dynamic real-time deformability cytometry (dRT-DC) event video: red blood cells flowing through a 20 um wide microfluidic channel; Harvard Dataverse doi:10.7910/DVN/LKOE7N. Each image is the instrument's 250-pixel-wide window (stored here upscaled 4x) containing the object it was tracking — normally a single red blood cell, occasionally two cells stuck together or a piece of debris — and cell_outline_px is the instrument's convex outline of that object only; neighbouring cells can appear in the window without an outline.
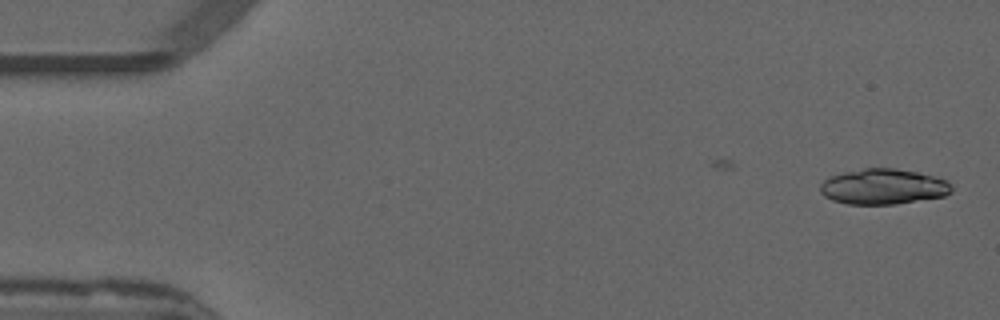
{"species": "common noctule bat (a hibernating species)", "species_latin": "Nyctalus noctula", "temperature_condition": "warm", "stored_images_in_passage": 12, "camera_frame_rate_fps": 3000, "um_per_image_px": 0.085, "animal": {"sex": "male", "forearm_length_mm": 52.5}, "frame": {"image": 1, "passage_image": 1, "time_ms": 0.0, "image_size_px": [1000, 320], "cell_outline_px": [[952, 192], [944, 196], [896, 204], [848, 204], [832, 200], [824, 196], [820, 192], [820, 184], [824, 180], [832, 176], [844, 172], [864, 168], [892, 168], [916, 172], [948, 180], [952, 184]], "centroid_in_image_um": [75.08, 15.87], "position_along_channel_um": 9.9, "area_um2": 27.11}}